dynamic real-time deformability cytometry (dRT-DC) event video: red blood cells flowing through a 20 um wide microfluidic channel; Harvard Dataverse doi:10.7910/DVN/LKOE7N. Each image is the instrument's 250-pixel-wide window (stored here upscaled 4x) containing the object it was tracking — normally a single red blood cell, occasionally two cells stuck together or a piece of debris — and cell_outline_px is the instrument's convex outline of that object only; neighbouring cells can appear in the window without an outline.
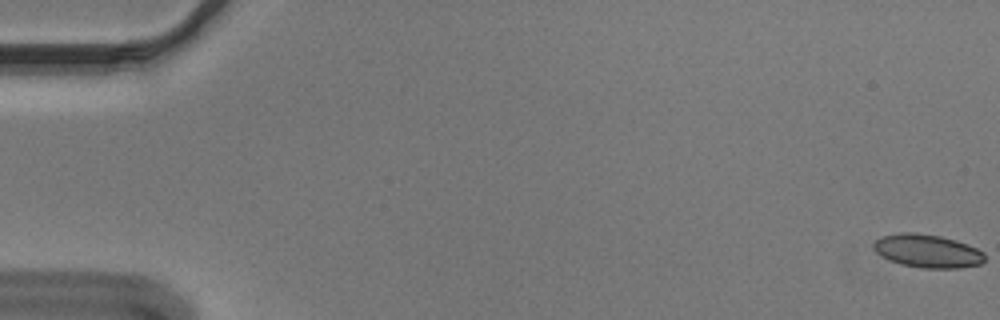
{"species": "Egyptian fruit bat (a non-hibernating species)", "species_latin": "Rousettus aegyptiacus", "temperature_condition": "cold", "stored_images_in_passage": 56, "camera_frame_rate_fps": 3000, "um_per_image_px": 0.085, "animal": {"sex": "male"}, "frame": {"image": 1, "passage_image": 1, "time_ms": 0.0, "image_size_px": [1000, 320], "cell_outline_px": [[984, 260], [980, 264], [960, 268], [920, 268], [900, 264], [888, 260], [876, 252], [872, 248], [872, 244], [880, 236], [900, 232], [916, 232], [940, 236], [956, 240], [968, 244], [984, 252]], "centroid_in_image_um": [78.8, 21.33], "position_along_channel_um": 6.2, "area_um2": 21.79}}
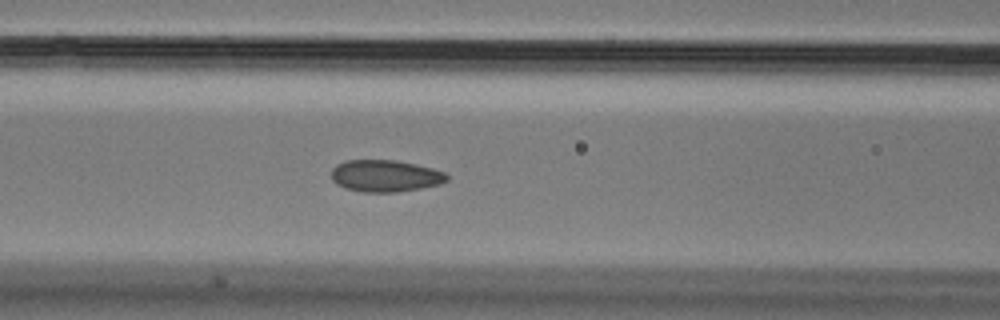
{"frame": {"image": 2, "passage_image": 24, "time_ms": 7.667, "image_size_px": [1000, 320], "cell_outline_px": [[448, 180], [440, 184], [420, 188], [396, 192], [364, 192], [344, 188], [336, 184], [332, 180], [332, 168], [336, 164], [344, 160], [396, 160], [416, 164], [432, 168], [444, 172], [448, 176]], "centroid_in_image_um": [32.72, 14.94], "position_along_channel_um": 133.9, "area_um2": 21.56}}
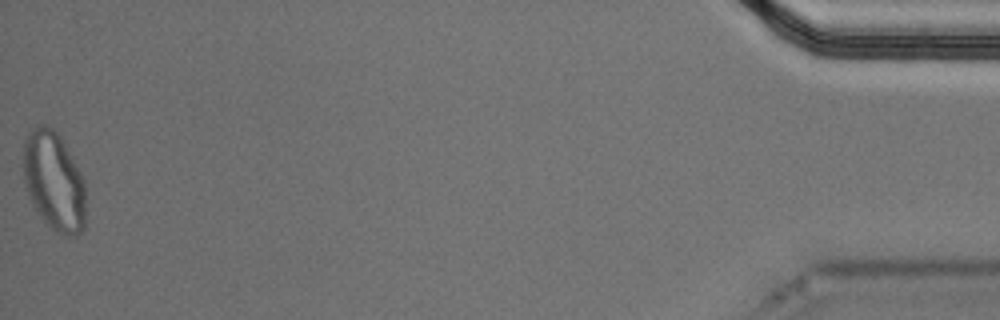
{"frame": {"image": 3, "passage_image": 56, "time_ms": 18.333, "image_size_px": [1000, 320], "cell_outline_px": [[84, 228], [76, 236], [64, 236], [56, 232], [36, 212], [32, 204], [24, 184], [24, 140], [28, 132], [32, 128], [40, 124], [48, 124], [60, 136], [84, 176]], "centroid_in_image_um": [4.58, 15.39], "position_along_channel_um": 430.6, "area_um2": 36.24}, "authors_computed_cell_mechanics": {"area_um2": 21.7617, "velocity_mm_per_s": 3.6471, "shape_relaxation_time_tau1_ms": null, "shape_relaxation_time_tau2_ms": 0.7889, "deformation_change_tau1": null, "deformation_change_tau2": 0.0412}}